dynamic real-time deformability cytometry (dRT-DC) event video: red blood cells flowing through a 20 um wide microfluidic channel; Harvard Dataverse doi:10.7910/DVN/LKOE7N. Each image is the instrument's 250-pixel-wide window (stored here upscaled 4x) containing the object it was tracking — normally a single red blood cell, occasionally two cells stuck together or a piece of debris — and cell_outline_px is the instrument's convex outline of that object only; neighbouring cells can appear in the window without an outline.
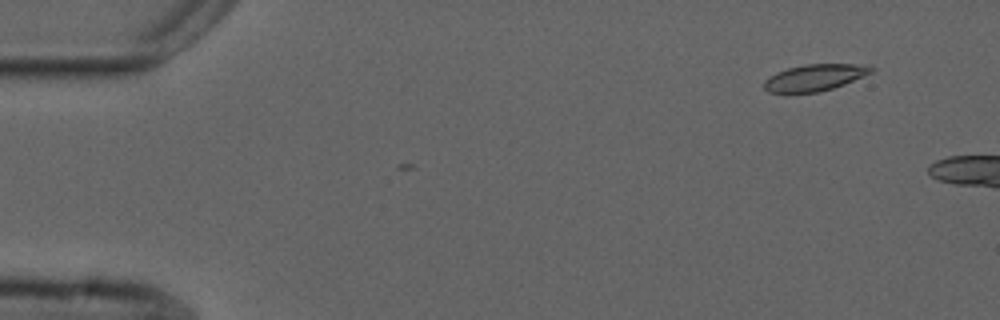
{"species": "common noctule bat (a hibernating species)", "species_latin": "Nyctalus noctula", "temperature_condition": "cold", "stored_images_in_passage": 3, "camera_frame_rate_fps": 3000, "um_per_image_px": 0.085, "animal": {"sex": "male", "forearm_length_mm": 52.5}, "frame": {"image": 1, "passage_image": 3, "time_ms": 0.667, "image_size_px": [1000, 320], "cell_outline_px": [[876, 68], [872, 72], [844, 84], [820, 92], [784, 96], [768, 92], [764, 88], [764, 80], [776, 72], [788, 68], [804, 64], [852, 64]], "centroid_in_image_um": [69.13, 6.65], "position_along_channel_um": 15.9, "area_um2": 17.05}}